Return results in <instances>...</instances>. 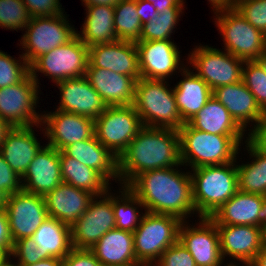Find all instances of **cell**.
Listing matches in <instances>:
<instances>
[{
	"label": "cell",
	"mask_w": 266,
	"mask_h": 266,
	"mask_svg": "<svg viewBox=\"0 0 266 266\" xmlns=\"http://www.w3.org/2000/svg\"><path fill=\"white\" fill-rule=\"evenodd\" d=\"M252 264L254 266H266V246H263L262 249L258 252Z\"/></svg>",
	"instance_id": "obj_54"
},
{
	"label": "cell",
	"mask_w": 266,
	"mask_h": 266,
	"mask_svg": "<svg viewBox=\"0 0 266 266\" xmlns=\"http://www.w3.org/2000/svg\"><path fill=\"white\" fill-rule=\"evenodd\" d=\"M149 1L157 10L158 13L164 11H183L184 10V0H147Z\"/></svg>",
	"instance_id": "obj_50"
},
{
	"label": "cell",
	"mask_w": 266,
	"mask_h": 266,
	"mask_svg": "<svg viewBox=\"0 0 266 266\" xmlns=\"http://www.w3.org/2000/svg\"><path fill=\"white\" fill-rule=\"evenodd\" d=\"M137 14L143 24L148 23L151 19L158 15L155 7L147 0H136Z\"/></svg>",
	"instance_id": "obj_49"
},
{
	"label": "cell",
	"mask_w": 266,
	"mask_h": 266,
	"mask_svg": "<svg viewBox=\"0 0 266 266\" xmlns=\"http://www.w3.org/2000/svg\"><path fill=\"white\" fill-rule=\"evenodd\" d=\"M64 12L54 16L33 17L25 27L19 46L23 56L31 65L38 57L64 45L77 35L74 25Z\"/></svg>",
	"instance_id": "obj_8"
},
{
	"label": "cell",
	"mask_w": 266,
	"mask_h": 266,
	"mask_svg": "<svg viewBox=\"0 0 266 266\" xmlns=\"http://www.w3.org/2000/svg\"><path fill=\"white\" fill-rule=\"evenodd\" d=\"M213 7L214 13L221 10H228L235 8L236 0H207Z\"/></svg>",
	"instance_id": "obj_51"
},
{
	"label": "cell",
	"mask_w": 266,
	"mask_h": 266,
	"mask_svg": "<svg viewBox=\"0 0 266 266\" xmlns=\"http://www.w3.org/2000/svg\"><path fill=\"white\" fill-rule=\"evenodd\" d=\"M19 266H62V259L56 257H50L47 259H43L39 262L29 265H19Z\"/></svg>",
	"instance_id": "obj_52"
},
{
	"label": "cell",
	"mask_w": 266,
	"mask_h": 266,
	"mask_svg": "<svg viewBox=\"0 0 266 266\" xmlns=\"http://www.w3.org/2000/svg\"><path fill=\"white\" fill-rule=\"evenodd\" d=\"M139 70L141 78L169 80L186 67L181 62L179 47L171 40L138 41ZM179 72H178V71ZM168 78V79H167Z\"/></svg>",
	"instance_id": "obj_17"
},
{
	"label": "cell",
	"mask_w": 266,
	"mask_h": 266,
	"mask_svg": "<svg viewBox=\"0 0 266 266\" xmlns=\"http://www.w3.org/2000/svg\"><path fill=\"white\" fill-rule=\"evenodd\" d=\"M114 28L117 40L140 41L142 23L137 14L136 0H120L114 6Z\"/></svg>",
	"instance_id": "obj_36"
},
{
	"label": "cell",
	"mask_w": 266,
	"mask_h": 266,
	"mask_svg": "<svg viewBox=\"0 0 266 266\" xmlns=\"http://www.w3.org/2000/svg\"><path fill=\"white\" fill-rule=\"evenodd\" d=\"M85 10L86 18L77 36L87 47L117 40L114 28V6L89 5Z\"/></svg>",
	"instance_id": "obj_30"
},
{
	"label": "cell",
	"mask_w": 266,
	"mask_h": 266,
	"mask_svg": "<svg viewBox=\"0 0 266 266\" xmlns=\"http://www.w3.org/2000/svg\"><path fill=\"white\" fill-rule=\"evenodd\" d=\"M89 64L123 75L141 78L138 50L133 42L116 40L112 43L98 44L89 47Z\"/></svg>",
	"instance_id": "obj_20"
},
{
	"label": "cell",
	"mask_w": 266,
	"mask_h": 266,
	"mask_svg": "<svg viewBox=\"0 0 266 266\" xmlns=\"http://www.w3.org/2000/svg\"><path fill=\"white\" fill-rule=\"evenodd\" d=\"M152 266H196L191 253L178 240L168 247Z\"/></svg>",
	"instance_id": "obj_43"
},
{
	"label": "cell",
	"mask_w": 266,
	"mask_h": 266,
	"mask_svg": "<svg viewBox=\"0 0 266 266\" xmlns=\"http://www.w3.org/2000/svg\"><path fill=\"white\" fill-rule=\"evenodd\" d=\"M84 4L83 6L89 5H107V6H115L119 3L120 0H81Z\"/></svg>",
	"instance_id": "obj_53"
},
{
	"label": "cell",
	"mask_w": 266,
	"mask_h": 266,
	"mask_svg": "<svg viewBox=\"0 0 266 266\" xmlns=\"http://www.w3.org/2000/svg\"><path fill=\"white\" fill-rule=\"evenodd\" d=\"M63 152L80 163L98 171L108 182L118 181V158L95 137L75 142ZM115 178V179H114Z\"/></svg>",
	"instance_id": "obj_28"
},
{
	"label": "cell",
	"mask_w": 266,
	"mask_h": 266,
	"mask_svg": "<svg viewBox=\"0 0 266 266\" xmlns=\"http://www.w3.org/2000/svg\"><path fill=\"white\" fill-rule=\"evenodd\" d=\"M251 162L236 164L238 190L263 195L266 193V153L259 151L248 139L244 141Z\"/></svg>",
	"instance_id": "obj_34"
},
{
	"label": "cell",
	"mask_w": 266,
	"mask_h": 266,
	"mask_svg": "<svg viewBox=\"0 0 266 266\" xmlns=\"http://www.w3.org/2000/svg\"><path fill=\"white\" fill-rule=\"evenodd\" d=\"M90 251L102 266H142L136 259L133 233L109 230Z\"/></svg>",
	"instance_id": "obj_26"
},
{
	"label": "cell",
	"mask_w": 266,
	"mask_h": 266,
	"mask_svg": "<svg viewBox=\"0 0 266 266\" xmlns=\"http://www.w3.org/2000/svg\"><path fill=\"white\" fill-rule=\"evenodd\" d=\"M62 266H102L88 249L73 248L63 259Z\"/></svg>",
	"instance_id": "obj_46"
},
{
	"label": "cell",
	"mask_w": 266,
	"mask_h": 266,
	"mask_svg": "<svg viewBox=\"0 0 266 266\" xmlns=\"http://www.w3.org/2000/svg\"><path fill=\"white\" fill-rule=\"evenodd\" d=\"M5 210L13 242L31 237L48 218L44 196L24 190L7 196Z\"/></svg>",
	"instance_id": "obj_14"
},
{
	"label": "cell",
	"mask_w": 266,
	"mask_h": 266,
	"mask_svg": "<svg viewBox=\"0 0 266 266\" xmlns=\"http://www.w3.org/2000/svg\"><path fill=\"white\" fill-rule=\"evenodd\" d=\"M183 11H164L158 13L148 23L142 25L140 41L170 40L180 21Z\"/></svg>",
	"instance_id": "obj_37"
},
{
	"label": "cell",
	"mask_w": 266,
	"mask_h": 266,
	"mask_svg": "<svg viewBox=\"0 0 266 266\" xmlns=\"http://www.w3.org/2000/svg\"><path fill=\"white\" fill-rule=\"evenodd\" d=\"M8 255L0 248V261L5 260Z\"/></svg>",
	"instance_id": "obj_62"
},
{
	"label": "cell",
	"mask_w": 266,
	"mask_h": 266,
	"mask_svg": "<svg viewBox=\"0 0 266 266\" xmlns=\"http://www.w3.org/2000/svg\"><path fill=\"white\" fill-rule=\"evenodd\" d=\"M39 85L29 74L23 81L0 89V117L11 127H30L42 122L37 113Z\"/></svg>",
	"instance_id": "obj_12"
},
{
	"label": "cell",
	"mask_w": 266,
	"mask_h": 266,
	"mask_svg": "<svg viewBox=\"0 0 266 266\" xmlns=\"http://www.w3.org/2000/svg\"><path fill=\"white\" fill-rule=\"evenodd\" d=\"M219 233L220 250L225 257L237 262L252 263L262 249L261 227L252 225H216Z\"/></svg>",
	"instance_id": "obj_21"
},
{
	"label": "cell",
	"mask_w": 266,
	"mask_h": 266,
	"mask_svg": "<svg viewBox=\"0 0 266 266\" xmlns=\"http://www.w3.org/2000/svg\"><path fill=\"white\" fill-rule=\"evenodd\" d=\"M7 196L0 190V209L5 208Z\"/></svg>",
	"instance_id": "obj_59"
},
{
	"label": "cell",
	"mask_w": 266,
	"mask_h": 266,
	"mask_svg": "<svg viewBox=\"0 0 266 266\" xmlns=\"http://www.w3.org/2000/svg\"><path fill=\"white\" fill-rule=\"evenodd\" d=\"M120 187L118 193H121V195L112 193L115 228L133 233L140 225L141 219L145 214L143 212L140 214L139 209L145 210V207L127 186L121 185Z\"/></svg>",
	"instance_id": "obj_35"
},
{
	"label": "cell",
	"mask_w": 266,
	"mask_h": 266,
	"mask_svg": "<svg viewBox=\"0 0 266 266\" xmlns=\"http://www.w3.org/2000/svg\"><path fill=\"white\" fill-rule=\"evenodd\" d=\"M60 102L56 109L95 120L107 105L85 76L57 82Z\"/></svg>",
	"instance_id": "obj_18"
},
{
	"label": "cell",
	"mask_w": 266,
	"mask_h": 266,
	"mask_svg": "<svg viewBox=\"0 0 266 266\" xmlns=\"http://www.w3.org/2000/svg\"><path fill=\"white\" fill-rule=\"evenodd\" d=\"M85 77L107 106L133 105L136 85L133 77L92 67L89 63Z\"/></svg>",
	"instance_id": "obj_22"
},
{
	"label": "cell",
	"mask_w": 266,
	"mask_h": 266,
	"mask_svg": "<svg viewBox=\"0 0 266 266\" xmlns=\"http://www.w3.org/2000/svg\"><path fill=\"white\" fill-rule=\"evenodd\" d=\"M235 8L253 27L266 31V0H236Z\"/></svg>",
	"instance_id": "obj_41"
},
{
	"label": "cell",
	"mask_w": 266,
	"mask_h": 266,
	"mask_svg": "<svg viewBox=\"0 0 266 266\" xmlns=\"http://www.w3.org/2000/svg\"><path fill=\"white\" fill-rule=\"evenodd\" d=\"M192 128L217 135H246L226 107L215 97L187 122Z\"/></svg>",
	"instance_id": "obj_31"
},
{
	"label": "cell",
	"mask_w": 266,
	"mask_h": 266,
	"mask_svg": "<svg viewBox=\"0 0 266 266\" xmlns=\"http://www.w3.org/2000/svg\"><path fill=\"white\" fill-rule=\"evenodd\" d=\"M167 83L168 80L147 78L136 81L133 106L143 126L179 130L184 125L173 87Z\"/></svg>",
	"instance_id": "obj_5"
},
{
	"label": "cell",
	"mask_w": 266,
	"mask_h": 266,
	"mask_svg": "<svg viewBox=\"0 0 266 266\" xmlns=\"http://www.w3.org/2000/svg\"><path fill=\"white\" fill-rule=\"evenodd\" d=\"M179 167L182 166L146 171L127 186L140 199L145 212L172 215L182 221L197 214L190 171Z\"/></svg>",
	"instance_id": "obj_1"
},
{
	"label": "cell",
	"mask_w": 266,
	"mask_h": 266,
	"mask_svg": "<svg viewBox=\"0 0 266 266\" xmlns=\"http://www.w3.org/2000/svg\"><path fill=\"white\" fill-rule=\"evenodd\" d=\"M241 80L266 113V74L261 67L255 61H244Z\"/></svg>",
	"instance_id": "obj_40"
},
{
	"label": "cell",
	"mask_w": 266,
	"mask_h": 266,
	"mask_svg": "<svg viewBox=\"0 0 266 266\" xmlns=\"http://www.w3.org/2000/svg\"><path fill=\"white\" fill-rule=\"evenodd\" d=\"M94 197L88 191L62 182L44 196L48 217L71 227L86 212Z\"/></svg>",
	"instance_id": "obj_23"
},
{
	"label": "cell",
	"mask_w": 266,
	"mask_h": 266,
	"mask_svg": "<svg viewBox=\"0 0 266 266\" xmlns=\"http://www.w3.org/2000/svg\"><path fill=\"white\" fill-rule=\"evenodd\" d=\"M264 54H266V31L264 32Z\"/></svg>",
	"instance_id": "obj_63"
},
{
	"label": "cell",
	"mask_w": 266,
	"mask_h": 266,
	"mask_svg": "<svg viewBox=\"0 0 266 266\" xmlns=\"http://www.w3.org/2000/svg\"><path fill=\"white\" fill-rule=\"evenodd\" d=\"M213 97L226 107L232 118L245 132L248 125L252 126L254 123L255 126L265 115L242 80L214 89Z\"/></svg>",
	"instance_id": "obj_24"
},
{
	"label": "cell",
	"mask_w": 266,
	"mask_h": 266,
	"mask_svg": "<svg viewBox=\"0 0 266 266\" xmlns=\"http://www.w3.org/2000/svg\"><path fill=\"white\" fill-rule=\"evenodd\" d=\"M61 176L63 182L94 196L104 195L111 189L109 183L98 171L80 163L60 151Z\"/></svg>",
	"instance_id": "obj_32"
},
{
	"label": "cell",
	"mask_w": 266,
	"mask_h": 266,
	"mask_svg": "<svg viewBox=\"0 0 266 266\" xmlns=\"http://www.w3.org/2000/svg\"><path fill=\"white\" fill-rule=\"evenodd\" d=\"M11 259L12 258L8 256L5 260L0 261V266H19L17 263H15V261H12Z\"/></svg>",
	"instance_id": "obj_58"
},
{
	"label": "cell",
	"mask_w": 266,
	"mask_h": 266,
	"mask_svg": "<svg viewBox=\"0 0 266 266\" xmlns=\"http://www.w3.org/2000/svg\"><path fill=\"white\" fill-rule=\"evenodd\" d=\"M0 190L6 195H11L22 190L21 178L8 165L0 154Z\"/></svg>",
	"instance_id": "obj_45"
},
{
	"label": "cell",
	"mask_w": 266,
	"mask_h": 266,
	"mask_svg": "<svg viewBox=\"0 0 266 266\" xmlns=\"http://www.w3.org/2000/svg\"><path fill=\"white\" fill-rule=\"evenodd\" d=\"M14 242L11 236L8 215L5 208L0 209V248L10 256Z\"/></svg>",
	"instance_id": "obj_48"
},
{
	"label": "cell",
	"mask_w": 266,
	"mask_h": 266,
	"mask_svg": "<svg viewBox=\"0 0 266 266\" xmlns=\"http://www.w3.org/2000/svg\"><path fill=\"white\" fill-rule=\"evenodd\" d=\"M255 62L261 67V69L266 74V54H262L260 57H258Z\"/></svg>",
	"instance_id": "obj_57"
},
{
	"label": "cell",
	"mask_w": 266,
	"mask_h": 266,
	"mask_svg": "<svg viewBox=\"0 0 266 266\" xmlns=\"http://www.w3.org/2000/svg\"><path fill=\"white\" fill-rule=\"evenodd\" d=\"M30 19L22 0H0V28L23 31Z\"/></svg>",
	"instance_id": "obj_39"
},
{
	"label": "cell",
	"mask_w": 266,
	"mask_h": 266,
	"mask_svg": "<svg viewBox=\"0 0 266 266\" xmlns=\"http://www.w3.org/2000/svg\"><path fill=\"white\" fill-rule=\"evenodd\" d=\"M261 232L263 245L266 246V223L261 226Z\"/></svg>",
	"instance_id": "obj_60"
},
{
	"label": "cell",
	"mask_w": 266,
	"mask_h": 266,
	"mask_svg": "<svg viewBox=\"0 0 266 266\" xmlns=\"http://www.w3.org/2000/svg\"><path fill=\"white\" fill-rule=\"evenodd\" d=\"M263 204L258 213V227H261L264 223H266V193L262 195Z\"/></svg>",
	"instance_id": "obj_55"
},
{
	"label": "cell",
	"mask_w": 266,
	"mask_h": 266,
	"mask_svg": "<svg viewBox=\"0 0 266 266\" xmlns=\"http://www.w3.org/2000/svg\"><path fill=\"white\" fill-rule=\"evenodd\" d=\"M182 223L178 217L145 212L133 232L134 251L142 266H152L179 238Z\"/></svg>",
	"instance_id": "obj_6"
},
{
	"label": "cell",
	"mask_w": 266,
	"mask_h": 266,
	"mask_svg": "<svg viewBox=\"0 0 266 266\" xmlns=\"http://www.w3.org/2000/svg\"><path fill=\"white\" fill-rule=\"evenodd\" d=\"M21 177L22 190L45 196L63 182L60 151L44 144Z\"/></svg>",
	"instance_id": "obj_19"
},
{
	"label": "cell",
	"mask_w": 266,
	"mask_h": 266,
	"mask_svg": "<svg viewBox=\"0 0 266 266\" xmlns=\"http://www.w3.org/2000/svg\"><path fill=\"white\" fill-rule=\"evenodd\" d=\"M40 127L48 139L47 145L59 151L95 135L93 119L58 109L48 113L44 111Z\"/></svg>",
	"instance_id": "obj_15"
},
{
	"label": "cell",
	"mask_w": 266,
	"mask_h": 266,
	"mask_svg": "<svg viewBox=\"0 0 266 266\" xmlns=\"http://www.w3.org/2000/svg\"><path fill=\"white\" fill-rule=\"evenodd\" d=\"M178 133L180 161L183 166H190L189 169L234 162L244 145L243 139L247 140L246 135L210 134L188 123H184Z\"/></svg>",
	"instance_id": "obj_3"
},
{
	"label": "cell",
	"mask_w": 266,
	"mask_h": 266,
	"mask_svg": "<svg viewBox=\"0 0 266 266\" xmlns=\"http://www.w3.org/2000/svg\"><path fill=\"white\" fill-rule=\"evenodd\" d=\"M11 129V126L6 123L1 117H0V145L3 142V139L5 138L6 133Z\"/></svg>",
	"instance_id": "obj_56"
},
{
	"label": "cell",
	"mask_w": 266,
	"mask_h": 266,
	"mask_svg": "<svg viewBox=\"0 0 266 266\" xmlns=\"http://www.w3.org/2000/svg\"><path fill=\"white\" fill-rule=\"evenodd\" d=\"M246 266H254L252 263H246Z\"/></svg>",
	"instance_id": "obj_64"
},
{
	"label": "cell",
	"mask_w": 266,
	"mask_h": 266,
	"mask_svg": "<svg viewBox=\"0 0 266 266\" xmlns=\"http://www.w3.org/2000/svg\"><path fill=\"white\" fill-rule=\"evenodd\" d=\"M193 49L187 56V62L212 91L241 81L243 60L226 50L222 51L208 45L200 44Z\"/></svg>",
	"instance_id": "obj_11"
},
{
	"label": "cell",
	"mask_w": 266,
	"mask_h": 266,
	"mask_svg": "<svg viewBox=\"0 0 266 266\" xmlns=\"http://www.w3.org/2000/svg\"><path fill=\"white\" fill-rule=\"evenodd\" d=\"M143 127L133 105L107 106L94 120L95 137L117 158Z\"/></svg>",
	"instance_id": "obj_10"
},
{
	"label": "cell",
	"mask_w": 266,
	"mask_h": 266,
	"mask_svg": "<svg viewBox=\"0 0 266 266\" xmlns=\"http://www.w3.org/2000/svg\"><path fill=\"white\" fill-rule=\"evenodd\" d=\"M223 49L243 61H255L264 53V33L253 27L236 8L214 13Z\"/></svg>",
	"instance_id": "obj_9"
},
{
	"label": "cell",
	"mask_w": 266,
	"mask_h": 266,
	"mask_svg": "<svg viewBox=\"0 0 266 266\" xmlns=\"http://www.w3.org/2000/svg\"><path fill=\"white\" fill-rule=\"evenodd\" d=\"M252 128V129H251ZM247 139L259 150L266 153V113L255 124L250 126Z\"/></svg>",
	"instance_id": "obj_47"
},
{
	"label": "cell",
	"mask_w": 266,
	"mask_h": 266,
	"mask_svg": "<svg viewBox=\"0 0 266 266\" xmlns=\"http://www.w3.org/2000/svg\"><path fill=\"white\" fill-rule=\"evenodd\" d=\"M174 166H183L178 130L143 126L118 158L119 185L128 186L146 171Z\"/></svg>",
	"instance_id": "obj_2"
},
{
	"label": "cell",
	"mask_w": 266,
	"mask_h": 266,
	"mask_svg": "<svg viewBox=\"0 0 266 266\" xmlns=\"http://www.w3.org/2000/svg\"><path fill=\"white\" fill-rule=\"evenodd\" d=\"M237 158L223 165L191 169L192 198L199 218H210L238 191Z\"/></svg>",
	"instance_id": "obj_4"
},
{
	"label": "cell",
	"mask_w": 266,
	"mask_h": 266,
	"mask_svg": "<svg viewBox=\"0 0 266 266\" xmlns=\"http://www.w3.org/2000/svg\"><path fill=\"white\" fill-rule=\"evenodd\" d=\"M10 257L17 259L18 265H29L47 259L48 254H42L38 244L29 237L14 242Z\"/></svg>",
	"instance_id": "obj_42"
},
{
	"label": "cell",
	"mask_w": 266,
	"mask_h": 266,
	"mask_svg": "<svg viewBox=\"0 0 266 266\" xmlns=\"http://www.w3.org/2000/svg\"><path fill=\"white\" fill-rule=\"evenodd\" d=\"M88 63L89 47L76 35L68 43L38 57L30 65V74L38 85L39 73H43L44 76L51 78L52 82L57 83L85 76Z\"/></svg>",
	"instance_id": "obj_7"
},
{
	"label": "cell",
	"mask_w": 266,
	"mask_h": 266,
	"mask_svg": "<svg viewBox=\"0 0 266 266\" xmlns=\"http://www.w3.org/2000/svg\"><path fill=\"white\" fill-rule=\"evenodd\" d=\"M193 71L186 66L180 73L183 79L173 87L177 109L184 123L192 119L213 96L212 89Z\"/></svg>",
	"instance_id": "obj_27"
},
{
	"label": "cell",
	"mask_w": 266,
	"mask_h": 266,
	"mask_svg": "<svg viewBox=\"0 0 266 266\" xmlns=\"http://www.w3.org/2000/svg\"><path fill=\"white\" fill-rule=\"evenodd\" d=\"M30 74V65L22 54L18 60L0 50V89L23 81Z\"/></svg>",
	"instance_id": "obj_38"
},
{
	"label": "cell",
	"mask_w": 266,
	"mask_h": 266,
	"mask_svg": "<svg viewBox=\"0 0 266 266\" xmlns=\"http://www.w3.org/2000/svg\"><path fill=\"white\" fill-rule=\"evenodd\" d=\"M33 127H11L0 145V154L20 178L43 147Z\"/></svg>",
	"instance_id": "obj_25"
},
{
	"label": "cell",
	"mask_w": 266,
	"mask_h": 266,
	"mask_svg": "<svg viewBox=\"0 0 266 266\" xmlns=\"http://www.w3.org/2000/svg\"><path fill=\"white\" fill-rule=\"evenodd\" d=\"M110 191L112 190L109 189L104 195L95 196L86 212L71 226L73 248L90 250L109 230L115 229Z\"/></svg>",
	"instance_id": "obj_13"
},
{
	"label": "cell",
	"mask_w": 266,
	"mask_h": 266,
	"mask_svg": "<svg viewBox=\"0 0 266 266\" xmlns=\"http://www.w3.org/2000/svg\"><path fill=\"white\" fill-rule=\"evenodd\" d=\"M59 1L60 0H22L31 18L54 16L65 12Z\"/></svg>",
	"instance_id": "obj_44"
},
{
	"label": "cell",
	"mask_w": 266,
	"mask_h": 266,
	"mask_svg": "<svg viewBox=\"0 0 266 266\" xmlns=\"http://www.w3.org/2000/svg\"><path fill=\"white\" fill-rule=\"evenodd\" d=\"M196 225L182 221L178 240L191 253L196 266H220L223 260L216 224L208 217H200ZM191 225V226H190Z\"/></svg>",
	"instance_id": "obj_16"
},
{
	"label": "cell",
	"mask_w": 266,
	"mask_h": 266,
	"mask_svg": "<svg viewBox=\"0 0 266 266\" xmlns=\"http://www.w3.org/2000/svg\"><path fill=\"white\" fill-rule=\"evenodd\" d=\"M230 263H226L225 265H223V266H239L240 265V263H237L236 264V262L235 261H229ZM235 263V264H234ZM239 264V265H238ZM241 264H242V266H246V262H241ZM220 266H222V265H220ZM241 266V265H240Z\"/></svg>",
	"instance_id": "obj_61"
},
{
	"label": "cell",
	"mask_w": 266,
	"mask_h": 266,
	"mask_svg": "<svg viewBox=\"0 0 266 266\" xmlns=\"http://www.w3.org/2000/svg\"><path fill=\"white\" fill-rule=\"evenodd\" d=\"M42 254L63 259L72 249L71 227L48 217L31 236Z\"/></svg>",
	"instance_id": "obj_33"
},
{
	"label": "cell",
	"mask_w": 266,
	"mask_h": 266,
	"mask_svg": "<svg viewBox=\"0 0 266 266\" xmlns=\"http://www.w3.org/2000/svg\"><path fill=\"white\" fill-rule=\"evenodd\" d=\"M262 204V195L238 190L210 219L216 225L258 226V213Z\"/></svg>",
	"instance_id": "obj_29"
}]
</instances>
